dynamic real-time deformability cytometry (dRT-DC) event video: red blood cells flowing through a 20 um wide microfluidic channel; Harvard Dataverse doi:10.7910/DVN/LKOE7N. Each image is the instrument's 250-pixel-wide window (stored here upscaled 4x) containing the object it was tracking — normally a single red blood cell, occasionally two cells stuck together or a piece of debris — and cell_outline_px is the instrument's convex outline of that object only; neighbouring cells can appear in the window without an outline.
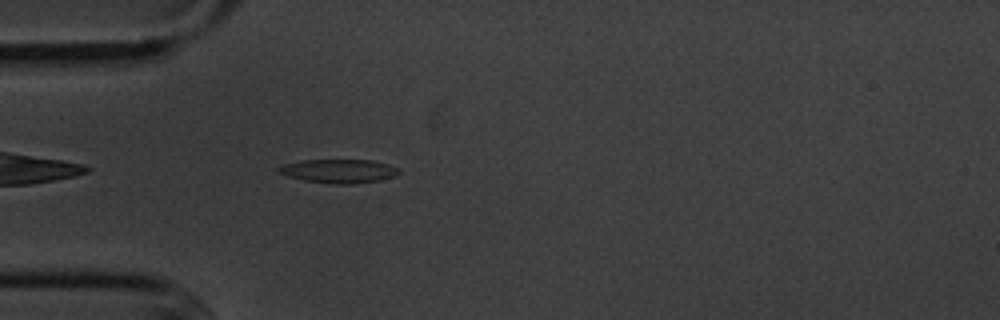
{"species": "common noctule bat (a hibernating species)", "species_latin": "Nyctalus noctula", "temperature_condition": "cold", "stored_images_in_passage": 5, "camera_frame_rate_fps": 3000, "um_per_image_px": 0.085, "animal": {"sex": "male", "body_mass_g": 20.1, "forearm_length_mm": 53.5}, "frame": {"image": 1, "passage_image": 5, "time_ms": 5.333, "image_size_px": [1000, 320], "cell_outline_px": [[400, 172], [396, 176], [380, 180], [352, 184], [336, 184], [304, 180], [288, 176], [280, 172], [276, 168], [284, 164], [300, 160], [372, 160], [388, 164], [400, 168]], "centroid_in_image_um": [28.84, 14.53], "position_along_channel_um": 56.2, "area_um2": 16.65}}